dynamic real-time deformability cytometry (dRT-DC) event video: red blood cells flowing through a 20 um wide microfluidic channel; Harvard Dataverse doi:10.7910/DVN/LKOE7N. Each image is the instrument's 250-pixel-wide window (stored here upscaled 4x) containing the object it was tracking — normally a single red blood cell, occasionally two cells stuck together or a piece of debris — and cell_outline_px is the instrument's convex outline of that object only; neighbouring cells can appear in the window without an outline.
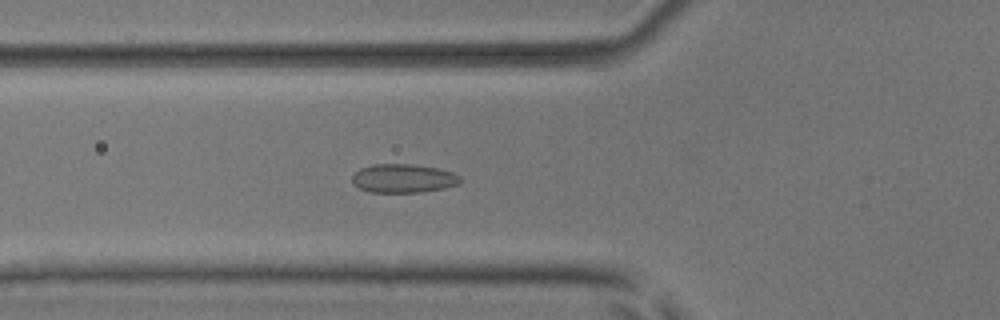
{"species": "common noctule bat (a hibernating species)", "species_latin": "Nyctalus noctula", "temperature_condition": "room temperature", "stored_images_in_passage": 48, "camera_frame_rate_fps": 3000, "um_per_image_px": 0.085, "animal": {"sex": "male", "body_mass_g": 17.9, "forearm_length_mm": 54.2}, "frame": {"image": 1, "passage_image": 19, "time_ms": 6.0, "image_size_px": [1000, 320], "cell_outline_px": [[460, 184], [444, 188], [420, 192], [368, 192], [352, 184], [352, 176], [360, 168], [372, 164], [412, 164], [436, 168], [452, 172], [460, 176]], "centroid_in_image_um": [34.26, 15.16], "position_along_channel_um": 91.5, "area_um2": 18.09}}
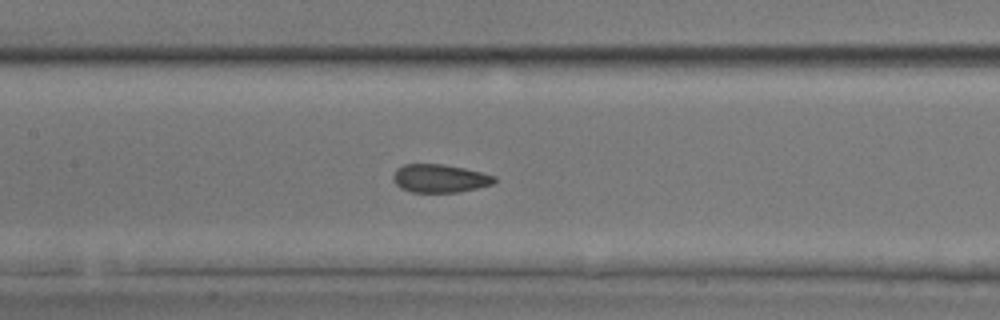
{"frame": {"image": 2, "passage_image": 25, "time_ms": 8.0, "image_size_px": [1000, 320], "cell_outline_px": [[496, 180], [492, 184], [476, 188], [456, 192], [412, 192], [400, 188], [392, 180], [392, 176], [396, 168], [404, 164], [444, 164], [464, 168], [496, 176]], "centroid_in_image_um": [37.34, 15.15], "position_along_channel_um": 170.1, "area_um2": 16.65}}
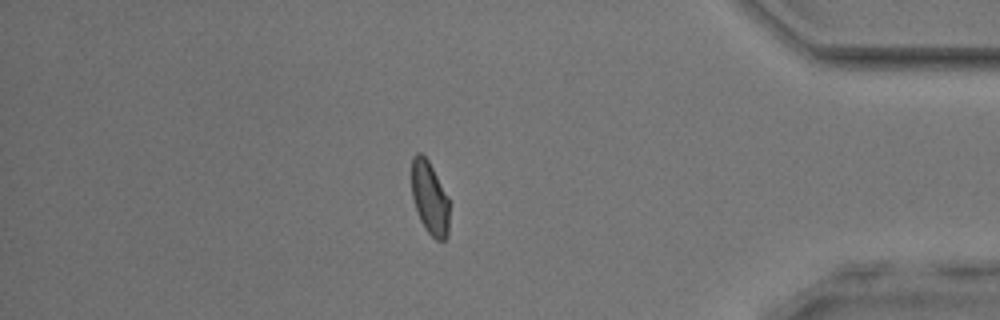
{"frame": {"image": 3, "passage_image": 45, "time_ms": 14.667, "image_size_px": [1000, 320], "cell_outline_px": [[448, 236], [444, 240], [436, 240], [428, 232], [420, 220], [412, 196], [412, 156], [416, 152], [420, 152], [428, 160], [448, 200]], "centroid_in_image_um": [36.5, 16.83], "position_along_channel_um": 398.7, "area_um2": 15.61}}